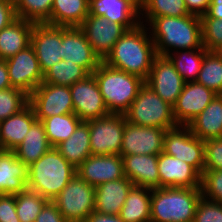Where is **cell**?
<instances>
[{
    "mask_svg": "<svg viewBox=\"0 0 222 222\" xmlns=\"http://www.w3.org/2000/svg\"><path fill=\"white\" fill-rule=\"evenodd\" d=\"M109 113L124 114L138 95L145 80L102 62L92 73Z\"/></svg>",
    "mask_w": 222,
    "mask_h": 222,
    "instance_id": "cell-5",
    "label": "cell"
},
{
    "mask_svg": "<svg viewBox=\"0 0 222 222\" xmlns=\"http://www.w3.org/2000/svg\"><path fill=\"white\" fill-rule=\"evenodd\" d=\"M37 120L30 104L17 114L0 121V150L13 151L23 142L24 137Z\"/></svg>",
    "mask_w": 222,
    "mask_h": 222,
    "instance_id": "cell-22",
    "label": "cell"
},
{
    "mask_svg": "<svg viewBox=\"0 0 222 222\" xmlns=\"http://www.w3.org/2000/svg\"><path fill=\"white\" fill-rule=\"evenodd\" d=\"M12 87L9 79L8 67L5 60L0 59V90Z\"/></svg>",
    "mask_w": 222,
    "mask_h": 222,
    "instance_id": "cell-50",
    "label": "cell"
},
{
    "mask_svg": "<svg viewBox=\"0 0 222 222\" xmlns=\"http://www.w3.org/2000/svg\"><path fill=\"white\" fill-rule=\"evenodd\" d=\"M35 23L17 18L0 31V59L6 60L31 45Z\"/></svg>",
    "mask_w": 222,
    "mask_h": 222,
    "instance_id": "cell-27",
    "label": "cell"
},
{
    "mask_svg": "<svg viewBox=\"0 0 222 222\" xmlns=\"http://www.w3.org/2000/svg\"><path fill=\"white\" fill-rule=\"evenodd\" d=\"M202 43L207 51H217L222 47V19L200 18Z\"/></svg>",
    "mask_w": 222,
    "mask_h": 222,
    "instance_id": "cell-40",
    "label": "cell"
},
{
    "mask_svg": "<svg viewBox=\"0 0 222 222\" xmlns=\"http://www.w3.org/2000/svg\"><path fill=\"white\" fill-rule=\"evenodd\" d=\"M143 23L142 20L135 28L127 30L103 62L146 80L157 55L151 34L147 32L149 29Z\"/></svg>",
    "mask_w": 222,
    "mask_h": 222,
    "instance_id": "cell-1",
    "label": "cell"
},
{
    "mask_svg": "<svg viewBox=\"0 0 222 222\" xmlns=\"http://www.w3.org/2000/svg\"><path fill=\"white\" fill-rule=\"evenodd\" d=\"M141 14L146 18L145 22L147 23L160 16L181 17L190 15L185 0H146Z\"/></svg>",
    "mask_w": 222,
    "mask_h": 222,
    "instance_id": "cell-38",
    "label": "cell"
},
{
    "mask_svg": "<svg viewBox=\"0 0 222 222\" xmlns=\"http://www.w3.org/2000/svg\"><path fill=\"white\" fill-rule=\"evenodd\" d=\"M62 26L35 23L31 46L35 51L43 74L62 60Z\"/></svg>",
    "mask_w": 222,
    "mask_h": 222,
    "instance_id": "cell-16",
    "label": "cell"
},
{
    "mask_svg": "<svg viewBox=\"0 0 222 222\" xmlns=\"http://www.w3.org/2000/svg\"><path fill=\"white\" fill-rule=\"evenodd\" d=\"M16 211L20 222H35L44 205L48 202L40 194L26 189L15 194Z\"/></svg>",
    "mask_w": 222,
    "mask_h": 222,
    "instance_id": "cell-37",
    "label": "cell"
},
{
    "mask_svg": "<svg viewBox=\"0 0 222 222\" xmlns=\"http://www.w3.org/2000/svg\"><path fill=\"white\" fill-rule=\"evenodd\" d=\"M93 51L103 61L118 39L128 30L123 24L109 21L103 16L89 14L80 26Z\"/></svg>",
    "mask_w": 222,
    "mask_h": 222,
    "instance_id": "cell-15",
    "label": "cell"
},
{
    "mask_svg": "<svg viewBox=\"0 0 222 222\" xmlns=\"http://www.w3.org/2000/svg\"><path fill=\"white\" fill-rule=\"evenodd\" d=\"M17 18L12 0H0V31Z\"/></svg>",
    "mask_w": 222,
    "mask_h": 222,
    "instance_id": "cell-46",
    "label": "cell"
},
{
    "mask_svg": "<svg viewBox=\"0 0 222 222\" xmlns=\"http://www.w3.org/2000/svg\"><path fill=\"white\" fill-rule=\"evenodd\" d=\"M201 188L152 189L150 222H193Z\"/></svg>",
    "mask_w": 222,
    "mask_h": 222,
    "instance_id": "cell-4",
    "label": "cell"
},
{
    "mask_svg": "<svg viewBox=\"0 0 222 222\" xmlns=\"http://www.w3.org/2000/svg\"><path fill=\"white\" fill-rule=\"evenodd\" d=\"M85 222H124V220L119 215L102 214L94 210L89 214Z\"/></svg>",
    "mask_w": 222,
    "mask_h": 222,
    "instance_id": "cell-48",
    "label": "cell"
},
{
    "mask_svg": "<svg viewBox=\"0 0 222 222\" xmlns=\"http://www.w3.org/2000/svg\"><path fill=\"white\" fill-rule=\"evenodd\" d=\"M52 148L42 121L36 120L23 142L13 152L27 167L35 163L43 154Z\"/></svg>",
    "mask_w": 222,
    "mask_h": 222,
    "instance_id": "cell-28",
    "label": "cell"
},
{
    "mask_svg": "<svg viewBox=\"0 0 222 222\" xmlns=\"http://www.w3.org/2000/svg\"><path fill=\"white\" fill-rule=\"evenodd\" d=\"M187 126L200 140L222 138V94H217Z\"/></svg>",
    "mask_w": 222,
    "mask_h": 222,
    "instance_id": "cell-26",
    "label": "cell"
},
{
    "mask_svg": "<svg viewBox=\"0 0 222 222\" xmlns=\"http://www.w3.org/2000/svg\"><path fill=\"white\" fill-rule=\"evenodd\" d=\"M152 189L133 185L120 210L124 222H150Z\"/></svg>",
    "mask_w": 222,
    "mask_h": 222,
    "instance_id": "cell-31",
    "label": "cell"
},
{
    "mask_svg": "<svg viewBox=\"0 0 222 222\" xmlns=\"http://www.w3.org/2000/svg\"><path fill=\"white\" fill-rule=\"evenodd\" d=\"M201 191L204 198L222 204V171L204 170Z\"/></svg>",
    "mask_w": 222,
    "mask_h": 222,
    "instance_id": "cell-41",
    "label": "cell"
},
{
    "mask_svg": "<svg viewBox=\"0 0 222 222\" xmlns=\"http://www.w3.org/2000/svg\"><path fill=\"white\" fill-rule=\"evenodd\" d=\"M204 146V170L222 171V138H210L204 140Z\"/></svg>",
    "mask_w": 222,
    "mask_h": 222,
    "instance_id": "cell-43",
    "label": "cell"
},
{
    "mask_svg": "<svg viewBox=\"0 0 222 222\" xmlns=\"http://www.w3.org/2000/svg\"><path fill=\"white\" fill-rule=\"evenodd\" d=\"M29 104V95L24 91L10 87L0 90V121L17 114Z\"/></svg>",
    "mask_w": 222,
    "mask_h": 222,
    "instance_id": "cell-39",
    "label": "cell"
},
{
    "mask_svg": "<svg viewBox=\"0 0 222 222\" xmlns=\"http://www.w3.org/2000/svg\"><path fill=\"white\" fill-rule=\"evenodd\" d=\"M200 18L222 19V0H210L207 12Z\"/></svg>",
    "mask_w": 222,
    "mask_h": 222,
    "instance_id": "cell-49",
    "label": "cell"
},
{
    "mask_svg": "<svg viewBox=\"0 0 222 222\" xmlns=\"http://www.w3.org/2000/svg\"><path fill=\"white\" fill-rule=\"evenodd\" d=\"M35 222H67L53 201H48L42 208Z\"/></svg>",
    "mask_w": 222,
    "mask_h": 222,
    "instance_id": "cell-45",
    "label": "cell"
},
{
    "mask_svg": "<svg viewBox=\"0 0 222 222\" xmlns=\"http://www.w3.org/2000/svg\"><path fill=\"white\" fill-rule=\"evenodd\" d=\"M127 122L166 130L178 126L173 115V106L165 102L148 85L144 84L129 109L124 113Z\"/></svg>",
    "mask_w": 222,
    "mask_h": 222,
    "instance_id": "cell-6",
    "label": "cell"
},
{
    "mask_svg": "<svg viewBox=\"0 0 222 222\" xmlns=\"http://www.w3.org/2000/svg\"><path fill=\"white\" fill-rule=\"evenodd\" d=\"M197 83L222 94V57L217 51H208L204 55Z\"/></svg>",
    "mask_w": 222,
    "mask_h": 222,
    "instance_id": "cell-35",
    "label": "cell"
},
{
    "mask_svg": "<svg viewBox=\"0 0 222 222\" xmlns=\"http://www.w3.org/2000/svg\"><path fill=\"white\" fill-rule=\"evenodd\" d=\"M62 59L83 67L92 74L103 62L93 51L80 27L62 26Z\"/></svg>",
    "mask_w": 222,
    "mask_h": 222,
    "instance_id": "cell-17",
    "label": "cell"
},
{
    "mask_svg": "<svg viewBox=\"0 0 222 222\" xmlns=\"http://www.w3.org/2000/svg\"><path fill=\"white\" fill-rule=\"evenodd\" d=\"M29 104L39 121L54 115L74 113L69 86L42 83L29 95Z\"/></svg>",
    "mask_w": 222,
    "mask_h": 222,
    "instance_id": "cell-10",
    "label": "cell"
},
{
    "mask_svg": "<svg viewBox=\"0 0 222 222\" xmlns=\"http://www.w3.org/2000/svg\"><path fill=\"white\" fill-rule=\"evenodd\" d=\"M81 122V119L75 113L54 115L42 121L46 136L52 147H56L67 140Z\"/></svg>",
    "mask_w": 222,
    "mask_h": 222,
    "instance_id": "cell-33",
    "label": "cell"
},
{
    "mask_svg": "<svg viewBox=\"0 0 222 222\" xmlns=\"http://www.w3.org/2000/svg\"><path fill=\"white\" fill-rule=\"evenodd\" d=\"M89 14L123 24L128 30L135 28L142 20L140 14L124 0H89Z\"/></svg>",
    "mask_w": 222,
    "mask_h": 222,
    "instance_id": "cell-25",
    "label": "cell"
},
{
    "mask_svg": "<svg viewBox=\"0 0 222 222\" xmlns=\"http://www.w3.org/2000/svg\"><path fill=\"white\" fill-rule=\"evenodd\" d=\"M156 55L168 56L172 49L204 48L202 43V26L199 16L155 17L149 24ZM171 50V51H170Z\"/></svg>",
    "mask_w": 222,
    "mask_h": 222,
    "instance_id": "cell-2",
    "label": "cell"
},
{
    "mask_svg": "<svg viewBox=\"0 0 222 222\" xmlns=\"http://www.w3.org/2000/svg\"><path fill=\"white\" fill-rule=\"evenodd\" d=\"M210 0H185L189 14L203 16L208 9Z\"/></svg>",
    "mask_w": 222,
    "mask_h": 222,
    "instance_id": "cell-47",
    "label": "cell"
},
{
    "mask_svg": "<svg viewBox=\"0 0 222 222\" xmlns=\"http://www.w3.org/2000/svg\"><path fill=\"white\" fill-rule=\"evenodd\" d=\"M218 54L222 57V47L217 50Z\"/></svg>",
    "mask_w": 222,
    "mask_h": 222,
    "instance_id": "cell-52",
    "label": "cell"
},
{
    "mask_svg": "<svg viewBox=\"0 0 222 222\" xmlns=\"http://www.w3.org/2000/svg\"><path fill=\"white\" fill-rule=\"evenodd\" d=\"M166 129L133 125L126 121L120 155H159L163 152Z\"/></svg>",
    "mask_w": 222,
    "mask_h": 222,
    "instance_id": "cell-13",
    "label": "cell"
},
{
    "mask_svg": "<svg viewBox=\"0 0 222 222\" xmlns=\"http://www.w3.org/2000/svg\"><path fill=\"white\" fill-rule=\"evenodd\" d=\"M70 91L74 113L82 122L110 114L93 74L71 85Z\"/></svg>",
    "mask_w": 222,
    "mask_h": 222,
    "instance_id": "cell-12",
    "label": "cell"
},
{
    "mask_svg": "<svg viewBox=\"0 0 222 222\" xmlns=\"http://www.w3.org/2000/svg\"><path fill=\"white\" fill-rule=\"evenodd\" d=\"M134 184L127 178L105 182L95 187V211L102 214L119 215Z\"/></svg>",
    "mask_w": 222,
    "mask_h": 222,
    "instance_id": "cell-24",
    "label": "cell"
},
{
    "mask_svg": "<svg viewBox=\"0 0 222 222\" xmlns=\"http://www.w3.org/2000/svg\"><path fill=\"white\" fill-rule=\"evenodd\" d=\"M160 187L201 188V174L191 165L164 152L158 155Z\"/></svg>",
    "mask_w": 222,
    "mask_h": 222,
    "instance_id": "cell-20",
    "label": "cell"
},
{
    "mask_svg": "<svg viewBox=\"0 0 222 222\" xmlns=\"http://www.w3.org/2000/svg\"><path fill=\"white\" fill-rule=\"evenodd\" d=\"M90 75L83 67L63 59L44 73L42 83L71 86Z\"/></svg>",
    "mask_w": 222,
    "mask_h": 222,
    "instance_id": "cell-34",
    "label": "cell"
},
{
    "mask_svg": "<svg viewBox=\"0 0 222 222\" xmlns=\"http://www.w3.org/2000/svg\"><path fill=\"white\" fill-rule=\"evenodd\" d=\"M53 202L67 222H85L95 210V187L76 174Z\"/></svg>",
    "mask_w": 222,
    "mask_h": 222,
    "instance_id": "cell-7",
    "label": "cell"
},
{
    "mask_svg": "<svg viewBox=\"0 0 222 222\" xmlns=\"http://www.w3.org/2000/svg\"><path fill=\"white\" fill-rule=\"evenodd\" d=\"M163 152L193 166L201 175L204 171V141L196 137L187 125H178L165 133Z\"/></svg>",
    "mask_w": 222,
    "mask_h": 222,
    "instance_id": "cell-8",
    "label": "cell"
},
{
    "mask_svg": "<svg viewBox=\"0 0 222 222\" xmlns=\"http://www.w3.org/2000/svg\"><path fill=\"white\" fill-rule=\"evenodd\" d=\"M193 222H222V204L201 196Z\"/></svg>",
    "mask_w": 222,
    "mask_h": 222,
    "instance_id": "cell-42",
    "label": "cell"
},
{
    "mask_svg": "<svg viewBox=\"0 0 222 222\" xmlns=\"http://www.w3.org/2000/svg\"><path fill=\"white\" fill-rule=\"evenodd\" d=\"M145 84L173 106L183 90L185 81L168 57L157 55Z\"/></svg>",
    "mask_w": 222,
    "mask_h": 222,
    "instance_id": "cell-14",
    "label": "cell"
},
{
    "mask_svg": "<svg viewBox=\"0 0 222 222\" xmlns=\"http://www.w3.org/2000/svg\"><path fill=\"white\" fill-rule=\"evenodd\" d=\"M28 167L13 151L0 150V194H16L27 189Z\"/></svg>",
    "mask_w": 222,
    "mask_h": 222,
    "instance_id": "cell-23",
    "label": "cell"
},
{
    "mask_svg": "<svg viewBox=\"0 0 222 222\" xmlns=\"http://www.w3.org/2000/svg\"><path fill=\"white\" fill-rule=\"evenodd\" d=\"M11 86L30 95L42 84L43 72L31 45L5 60Z\"/></svg>",
    "mask_w": 222,
    "mask_h": 222,
    "instance_id": "cell-11",
    "label": "cell"
},
{
    "mask_svg": "<svg viewBox=\"0 0 222 222\" xmlns=\"http://www.w3.org/2000/svg\"><path fill=\"white\" fill-rule=\"evenodd\" d=\"M124 1L129 3L141 15L146 0H124Z\"/></svg>",
    "mask_w": 222,
    "mask_h": 222,
    "instance_id": "cell-51",
    "label": "cell"
},
{
    "mask_svg": "<svg viewBox=\"0 0 222 222\" xmlns=\"http://www.w3.org/2000/svg\"><path fill=\"white\" fill-rule=\"evenodd\" d=\"M217 94L194 82H185L181 94L173 105L174 119L178 125H188L215 98Z\"/></svg>",
    "mask_w": 222,
    "mask_h": 222,
    "instance_id": "cell-19",
    "label": "cell"
},
{
    "mask_svg": "<svg viewBox=\"0 0 222 222\" xmlns=\"http://www.w3.org/2000/svg\"><path fill=\"white\" fill-rule=\"evenodd\" d=\"M0 222H20L16 211L15 194H0Z\"/></svg>",
    "mask_w": 222,
    "mask_h": 222,
    "instance_id": "cell-44",
    "label": "cell"
},
{
    "mask_svg": "<svg viewBox=\"0 0 222 222\" xmlns=\"http://www.w3.org/2000/svg\"><path fill=\"white\" fill-rule=\"evenodd\" d=\"M89 15V0H53L50 19L55 26L80 27Z\"/></svg>",
    "mask_w": 222,
    "mask_h": 222,
    "instance_id": "cell-29",
    "label": "cell"
},
{
    "mask_svg": "<svg viewBox=\"0 0 222 222\" xmlns=\"http://www.w3.org/2000/svg\"><path fill=\"white\" fill-rule=\"evenodd\" d=\"M123 158L124 175L134 185L147 188H160L158 155H125Z\"/></svg>",
    "mask_w": 222,
    "mask_h": 222,
    "instance_id": "cell-21",
    "label": "cell"
},
{
    "mask_svg": "<svg viewBox=\"0 0 222 222\" xmlns=\"http://www.w3.org/2000/svg\"><path fill=\"white\" fill-rule=\"evenodd\" d=\"M76 174L89 185L125 178L121 155H90L76 169Z\"/></svg>",
    "mask_w": 222,
    "mask_h": 222,
    "instance_id": "cell-18",
    "label": "cell"
},
{
    "mask_svg": "<svg viewBox=\"0 0 222 222\" xmlns=\"http://www.w3.org/2000/svg\"><path fill=\"white\" fill-rule=\"evenodd\" d=\"M175 52H173L174 54L170 53L167 57L174 64L177 72L185 82L196 81L201 70L204 55L208 51L205 48H197L183 49L182 51Z\"/></svg>",
    "mask_w": 222,
    "mask_h": 222,
    "instance_id": "cell-32",
    "label": "cell"
},
{
    "mask_svg": "<svg viewBox=\"0 0 222 222\" xmlns=\"http://www.w3.org/2000/svg\"><path fill=\"white\" fill-rule=\"evenodd\" d=\"M76 169L91 154L90 130L86 122H81L73 134L55 147Z\"/></svg>",
    "mask_w": 222,
    "mask_h": 222,
    "instance_id": "cell-30",
    "label": "cell"
},
{
    "mask_svg": "<svg viewBox=\"0 0 222 222\" xmlns=\"http://www.w3.org/2000/svg\"><path fill=\"white\" fill-rule=\"evenodd\" d=\"M86 123L90 130L92 155H120L125 127L124 114L110 113Z\"/></svg>",
    "mask_w": 222,
    "mask_h": 222,
    "instance_id": "cell-9",
    "label": "cell"
},
{
    "mask_svg": "<svg viewBox=\"0 0 222 222\" xmlns=\"http://www.w3.org/2000/svg\"><path fill=\"white\" fill-rule=\"evenodd\" d=\"M18 18L46 23L51 16L53 0H12Z\"/></svg>",
    "mask_w": 222,
    "mask_h": 222,
    "instance_id": "cell-36",
    "label": "cell"
},
{
    "mask_svg": "<svg viewBox=\"0 0 222 222\" xmlns=\"http://www.w3.org/2000/svg\"><path fill=\"white\" fill-rule=\"evenodd\" d=\"M75 175L76 168L52 147L28 167L27 189L53 201Z\"/></svg>",
    "mask_w": 222,
    "mask_h": 222,
    "instance_id": "cell-3",
    "label": "cell"
}]
</instances>
